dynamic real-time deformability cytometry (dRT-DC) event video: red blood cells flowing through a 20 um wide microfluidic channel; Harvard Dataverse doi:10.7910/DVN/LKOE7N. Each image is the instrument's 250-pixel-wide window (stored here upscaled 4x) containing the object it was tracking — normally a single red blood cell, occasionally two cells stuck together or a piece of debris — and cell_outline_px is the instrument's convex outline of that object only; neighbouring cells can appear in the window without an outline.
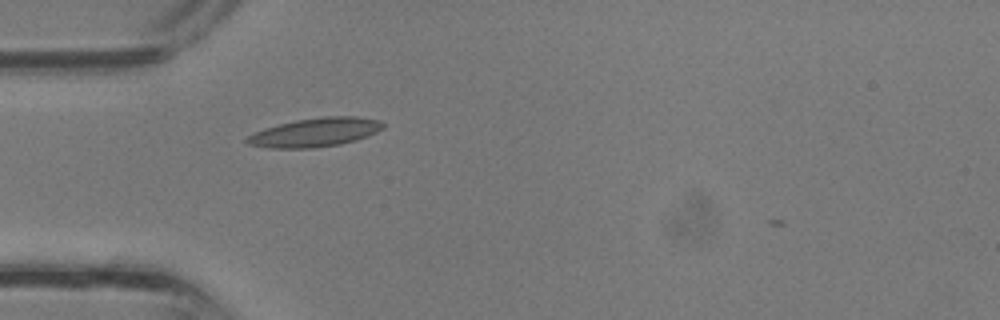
{"species": "common noctule bat (a hibernating species)", "species_latin": "Nyctalus noctula", "temperature_condition": "room temperature", "stored_images_in_passage": 12, "camera_frame_rate_fps": 3000, "um_per_image_px": 0.085, "animal": {"sex": "male", "body_mass_g": 13.3}, "frame": {"image": 1, "passage_image": 1, "time_ms": 0.0, "image_size_px": [1000, 320], "cell_outline_px": [[384, 128], [368, 136], [356, 140], [340, 144], [312, 148], [268, 148], [248, 144], [244, 140], [248, 136], [264, 128], [296, 120], [324, 116], [356, 116], [380, 120], [384, 124]], "centroid_in_image_um": [26.81, 11.25], "position_along_channel_um": 58.2, "area_um2": 22.83}}
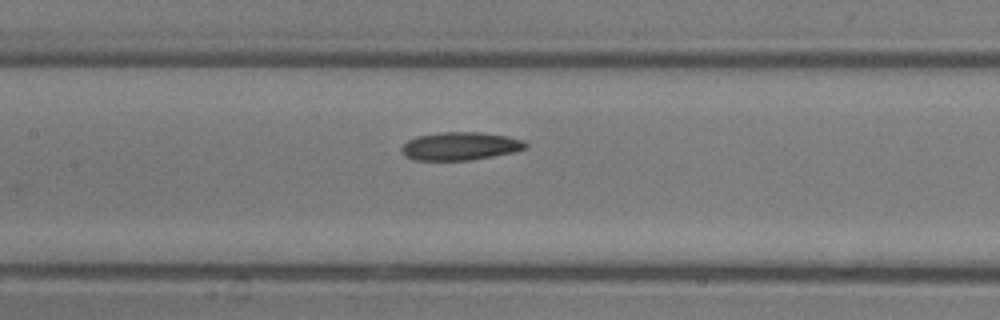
{"frame": {"image": 2, "passage_image": 7, "time_ms": 2.0, "image_size_px": [1000, 320], "cell_outline_px": [[528, 148], [516, 152], [472, 160], [412, 160], [404, 156], [400, 152], [400, 148], [408, 140], [416, 136], [440, 132], [484, 132], [508, 136], [524, 140], [528, 144]], "centroid_in_image_um": [39.14, 12.42], "position_along_channel_um": 168.3, "area_um2": 20.75}}
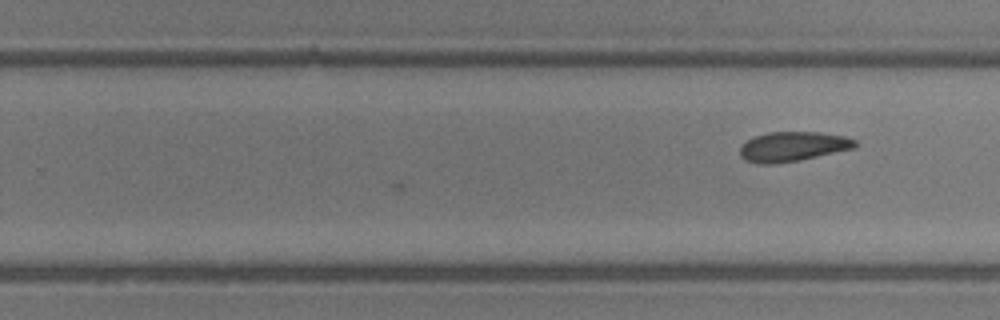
{"frame": {"image": 3, "passage_image": 12, "time_ms": 3.667, "image_size_px": [1000, 320], "cell_outline_px": [[856, 148], [800, 160], [772, 164], [760, 164], [744, 160], [740, 156], [740, 148], [748, 140], [756, 136], [768, 132], [820, 132], [844, 136], [856, 140]], "centroid_in_image_um": [67.4, 12.46], "position_along_channel_um": 262.4, "area_um2": 19.88}}